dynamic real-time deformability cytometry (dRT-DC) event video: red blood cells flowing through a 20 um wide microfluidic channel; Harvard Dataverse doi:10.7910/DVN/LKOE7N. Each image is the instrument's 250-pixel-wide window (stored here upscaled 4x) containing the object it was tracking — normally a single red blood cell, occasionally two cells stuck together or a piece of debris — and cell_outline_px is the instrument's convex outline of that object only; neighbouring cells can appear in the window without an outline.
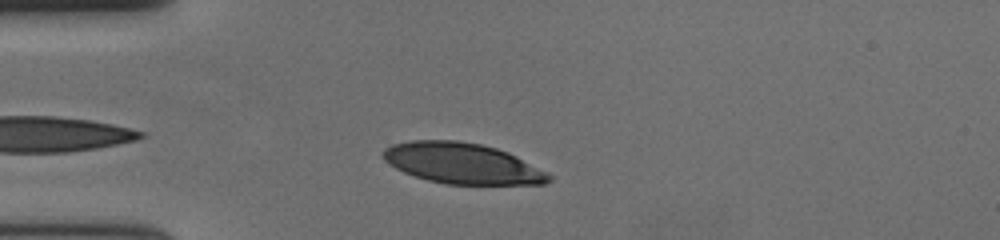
{"species": "human", "species_latin": "Homo sapiens", "temperature_condition": "cold", "stored_images_in_passage": 39, "camera_frame_rate_fps": 3000, "um_per_image_px": 0.085, "donor": {"sex": "female"}, "frame": {"image": 1, "passage_image": 4, "time_ms": 1.0, "image_size_px": [1000, 240], "cell_outline_px": [[552, 180], [544, 184], [448, 184], [428, 180], [404, 172], [396, 168], [384, 160], [380, 156], [380, 152], [384, 148], [392, 144], [408, 140], [456, 140], [480, 144], [496, 148], [508, 152], [548, 172], [552, 176]], "centroid_in_image_um": [39.27, 13.88], "position_along_channel_um": 45.7, "area_um2": 39.48}}
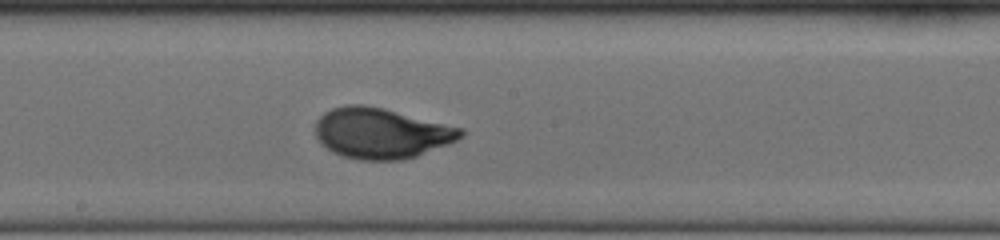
{"frame": {"image": 2, "passage_image": 20, "time_ms": 6.333, "image_size_px": [1000, 240], "cell_outline_px": [[464, 136], [448, 144], [416, 156], [404, 160], [360, 160], [344, 156], [332, 152], [320, 144], [316, 136], [316, 120], [324, 112], [332, 108], [348, 104], [360, 104], [384, 108], [464, 128]], "centroid_in_image_um": [32.4, 11.32], "position_along_channel_um": 215.8, "area_um2": 43.0}}
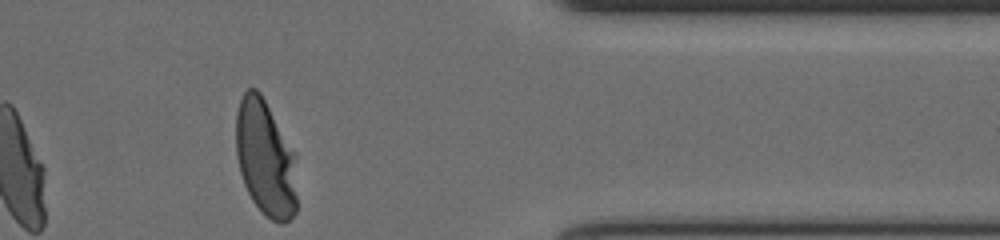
{"frame": {"image": 3, "passage_image": 36, "time_ms": 11.667, "image_size_px": [1000, 240], "cell_outline_px": [[296, 212], [284, 224], [280, 224], [272, 220], [252, 200], [244, 184], [240, 172], [236, 156], [236, 112], [240, 100], [244, 92], [248, 88], [256, 88], [260, 92], [296, 156]], "centroid_in_image_um": [22.55, 13.45], "position_along_channel_um": 388.8, "area_um2": 41.15}, "authors_computed_cell_mechanics": {"area_um2": 41.5582, "velocity_mm_per_s": 3.6083, "shape_relaxation_time_tau1_ms": 3.6127, "shape_relaxation_time_tau2_ms": null, "deformation_change_tau1": 0.1878, "deformation_change_tau2": null}}